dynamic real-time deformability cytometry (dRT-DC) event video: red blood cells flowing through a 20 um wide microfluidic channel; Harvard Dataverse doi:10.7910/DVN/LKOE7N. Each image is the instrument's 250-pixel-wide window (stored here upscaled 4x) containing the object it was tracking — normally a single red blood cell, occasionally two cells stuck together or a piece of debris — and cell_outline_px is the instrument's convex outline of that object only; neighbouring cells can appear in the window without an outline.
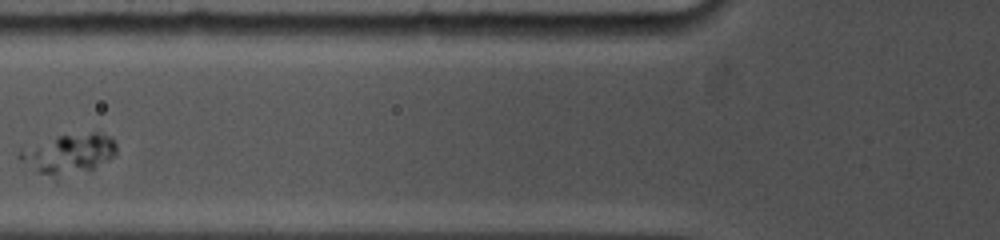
{"species": "common noctule bat (a hibernating species)", "species_latin": "Nyctalus noctula", "temperature_condition": "cold", "stored_images_in_passage": 8, "camera_frame_rate_fps": 5000, "um_per_image_px": 0.085, "animal": {"sex": "female", "body_mass_g": 19.0, "forearm_length_mm": 53.3}, "frame": {"image": 1, "passage_image": 4, "time_ms": 2.8, "image_size_px": [1000, 240], "cell_outline_px": [[116, 152], [112, 156], [92, 168], [56, 180], [40, 172], [12, 156], [16, 152], [60, 136], [92, 132], [100, 132], [108, 136], [116, 144]], "centroid_in_image_um": [5.8, 13.1], "position_along_channel_um": 120.0, "area_um2": 21.96}}
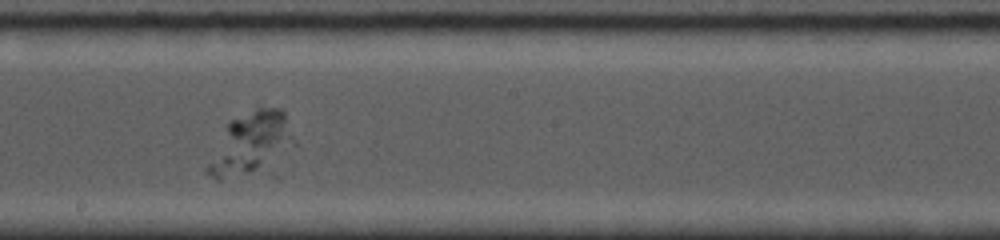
{"frame": {"image": 2, "passage_image": 7, "time_ms": 5.8, "image_size_px": [1000, 240], "cell_outline_px": [[296, 144], [264, 168], [220, 180], [216, 180], [204, 172], [204, 168], [228, 124], [232, 120], [256, 108], [280, 108], [284, 112], [296, 140]], "centroid_in_image_um": [21.32, 12.2], "position_along_channel_um": 226.9, "area_um2": 30.4}}
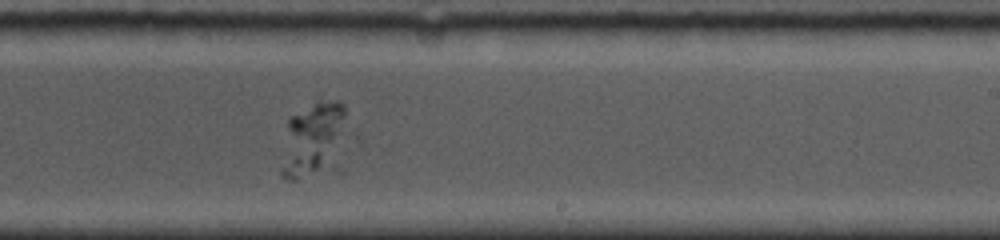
{"frame": {"image": 3, "passage_image": 8, "time_ms": 6.8, "image_size_px": [1000, 240], "cell_outline_px": [[344, 116], [340, 132], [320, 164], [316, 168], [296, 180], [288, 180], [280, 172], [280, 168], [288, 120], [292, 116], [316, 100], [336, 100], [344, 104]], "centroid_in_image_um": [26.4, 11.67], "position_along_channel_um": 262.6, "area_um2": 24.68}}